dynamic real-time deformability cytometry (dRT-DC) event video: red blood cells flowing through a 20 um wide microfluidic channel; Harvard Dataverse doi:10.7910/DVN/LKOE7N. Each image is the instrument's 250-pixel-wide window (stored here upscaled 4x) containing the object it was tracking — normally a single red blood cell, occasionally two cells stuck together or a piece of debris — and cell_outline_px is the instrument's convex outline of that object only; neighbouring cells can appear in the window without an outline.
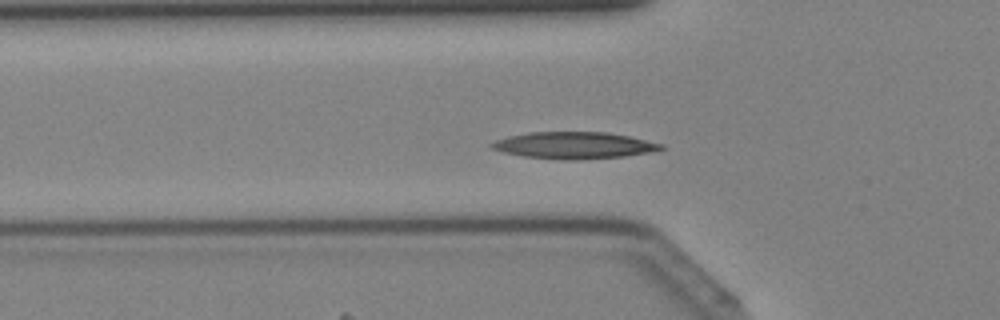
{"species": "Egyptian fruit bat (a non-hibernating species)", "species_latin": "Rousettus aegyptiacus", "temperature_condition": "cold", "stored_images_in_passage": 41, "camera_frame_rate_fps": 3000, "um_per_image_px": 0.085, "animal": {"sex": "female"}, "frame": {"image": 1, "passage_image": 13, "time_ms": 4.0, "image_size_px": [1000, 320], "cell_outline_px": [[668, 148], [652, 152], [624, 156], [580, 160], [560, 160], [524, 156], [504, 152], [492, 148], [488, 144], [496, 140], [508, 136], [528, 132], [604, 132], [628, 136], [664, 144]], "centroid_in_image_um": [48.82, 12.36], "position_along_channel_um": 77.0, "area_um2": 26.53}}
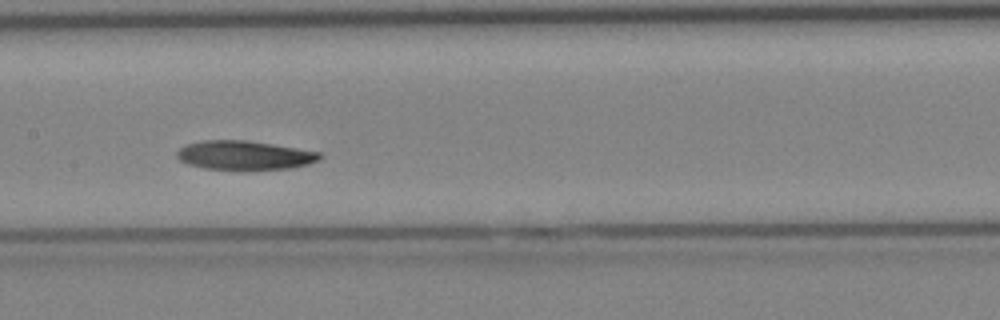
{"frame": {"image": 2, "passage_image": 20, "time_ms": 6.333, "image_size_px": [1000, 320], "cell_outline_px": [[324, 156], [320, 160], [308, 164], [292, 168], [204, 168], [188, 164], [180, 160], [176, 156], [176, 152], [180, 148], [188, 144], [204, 140], [248, 140], [320, 152]], "centroid_in_image_um": [20.8, 13.17], "position_along_channel_um": 186.6, "area_um2": 23.64}}
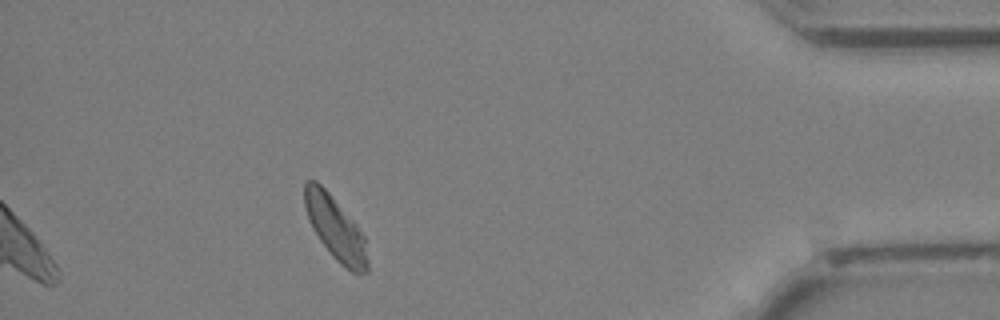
{"frame": {"image": 3, "passage_image": 37, "time_ms": 12.0, "image_size_px": [1000, 320], "cell_outline_px": [[368, 272], [360, 276], [356, 276], [340, 264], [332, 256], [320, 240], [312, 228], [308, 220], [304, 204], [304, 184], [308, 180], [316, 180], [328, 192], [356, 224], [364, 236], [368, 260]], "centroid_in_image_um": [28.52, 19.46], "position_along_channel_um": 406.7, "area_um2": 23.35}}